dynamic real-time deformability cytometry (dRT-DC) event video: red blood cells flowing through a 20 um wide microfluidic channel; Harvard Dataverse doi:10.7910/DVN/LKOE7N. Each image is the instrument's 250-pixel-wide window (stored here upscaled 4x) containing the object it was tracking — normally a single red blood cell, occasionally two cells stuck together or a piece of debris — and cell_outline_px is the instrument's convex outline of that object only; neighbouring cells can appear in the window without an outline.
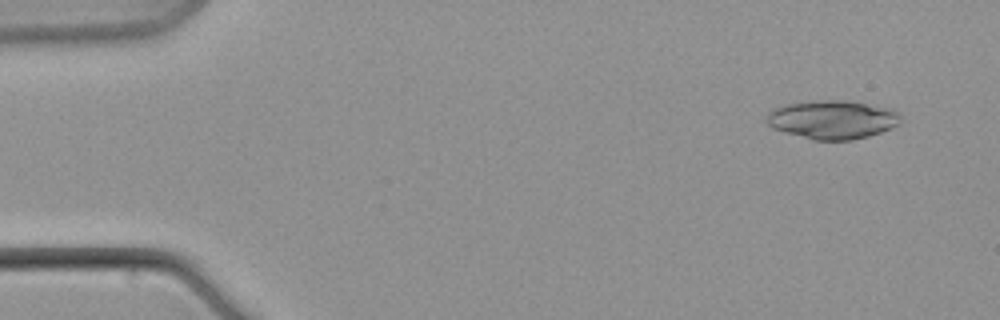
{"species": "common noctule bat (a hibernating species)", "species_latin": "Nyctalus noctula", "temperature_condition": "warm", "stored_images_in_passage": 8, "camera_frame_rate_fps": 3000, "um_per_image_px": 0.085, "animal": {"sex": "male", "body_mass_g": 21.5, "forearm_length_mm": 52.0}, "frame": {"image": 1, "passage_image": 2, "time_ms": 1.333, "image_size_px": [1000, 320], "cell_outline_px": [[900, 124], [892, 128], [868, 136], [852, 140], [812, 140], [772, 128], [764, 120], [768, 112], [772, 108], [784, 104], [816, 100], [848, 100], [892, 108], [900, 116]], "centroid_in_image_um": [70.73, 10.15], "position_along_channel_um": 14.3, "area_um2": 30.52}}